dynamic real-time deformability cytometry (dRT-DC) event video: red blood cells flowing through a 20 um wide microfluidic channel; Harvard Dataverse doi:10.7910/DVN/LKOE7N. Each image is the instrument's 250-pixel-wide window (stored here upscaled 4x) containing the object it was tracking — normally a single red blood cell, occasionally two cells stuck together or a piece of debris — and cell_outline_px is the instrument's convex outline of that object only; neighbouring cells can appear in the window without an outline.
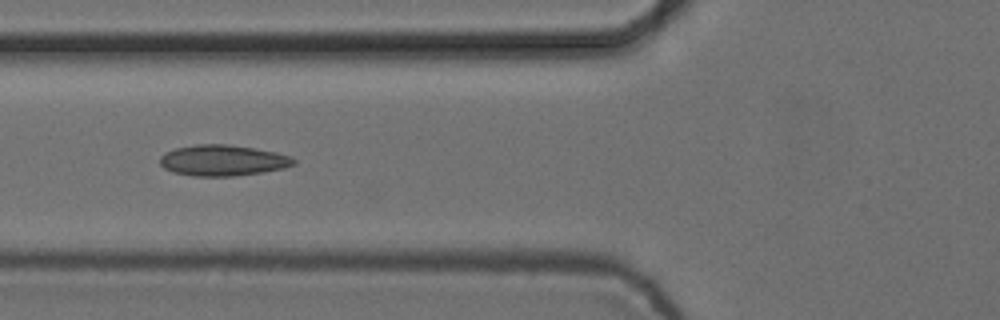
{"species": "common noctule bat (a hibernating species)", "species_latin": "Nyctalus noctula", "temperature_condition": "cold", "stored_images_in_passage": 4, "camera_frame_rate_fps": 3000, "um_per_image_px": 0.085, "animal": {"sex": "female", "body_mass_g": 24.6, "forearm_length_mm": 56.2}, "frame": {"image": 1, "passage_image": 2, "time_ms": 0.333, "image_size_px": [1000, 320], "cell_outline_px": [[296, 164], [284, 168], [260, 172], [232, 176], [192, 176], [172, 172], [164, 168], [160, 164], [160, 156], [164, 152], [176, 148], [196, 144], [228, 144], [276, 152], [292, 156], [296, 160]], "centroid_in_image_um": [18.92, 13.63], "position_along_channel_um": 106.9, "area_um2": 24.16}}
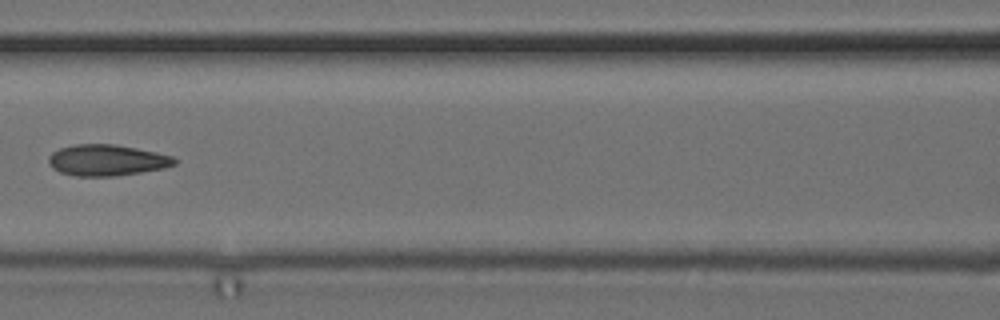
{"frame": {"image": 2, "passage_image": 3, "time_ms": 0.667, "image_size_px": [1000, 320], "cell_outline_px": [[180, 160], [176, 164], [164, 168], [116, 176], [76, 176], [60, 172], [52, 168], [48, 160], [48, 156], [52, 152], [60, 148], [76, 144], [112, 144], [136, 148], [156, 152], [172, 156]], "centroid_in_image_um": [9.09, 13.62], "position_along_channel_um": 157.5, "area_um2": 22.89}}
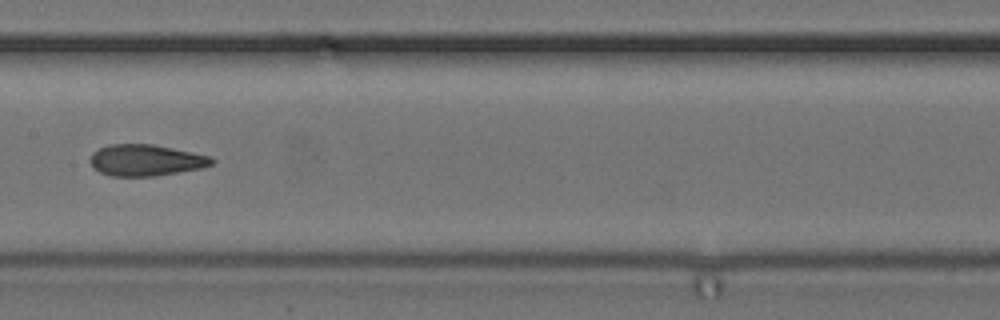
{"frame": {"image": 3, "passage_image": 4, "time_ms": 1.0, "image_size_px": [1000, 320], "cell_outline_px": [[216, 160], [212, 164], [200, 168], [156, 176], [112, 176], [100, 172], [92, 168], [88, 160], [92, 152], [108, 144], [152, 144], [212, 156]], "centroid_in_image_um": [12.36, 13.61], "position_along_channel_um": 195.0, "area_um2": 22.37}}